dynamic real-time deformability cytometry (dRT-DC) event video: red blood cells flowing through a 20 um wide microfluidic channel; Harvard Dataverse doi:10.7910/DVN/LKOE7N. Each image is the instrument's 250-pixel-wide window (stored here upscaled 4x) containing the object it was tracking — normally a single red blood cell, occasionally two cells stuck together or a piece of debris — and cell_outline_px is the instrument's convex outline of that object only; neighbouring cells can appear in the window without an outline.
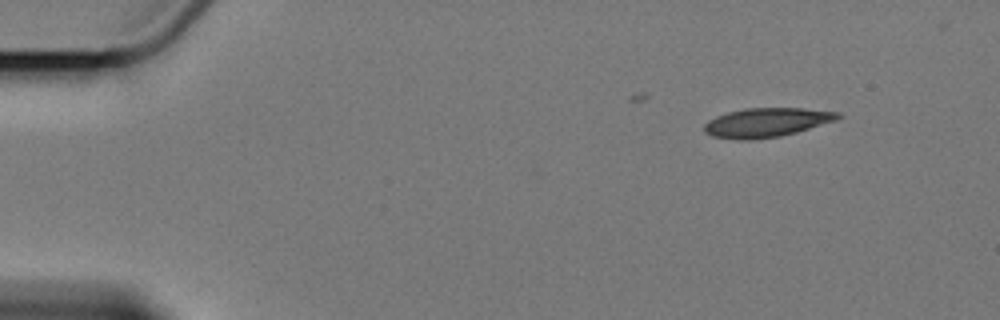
{"species": "Egyptian fruit bat (a non-hibernating species)", "species_latin": "Rousettus aegyptiacus", "temperature_condition": "cold", "stored_images_in_passage": 12, "camera_frame_rate_fps": 3000, "um_per_image_px": 0.085, "animal": {"sex": "female"}, "frame": {"image": 1, "passage_image": 2, "time_ms": 2.333, "image_size_px": [1000, 320], "cell_outline_px": [[844, 116], [836, 120], [796, 132], [780, 136], [748, 140], [740, 140], [712, 136], [704, 132], [704, 124], [708, 120], [716, 116], [728, 112], [744, 108], [804, 108], [840, 112]], "centroid_in_image_um": [65.16, 10.4], "position_along_channel_um": 19.8, "area_um2": 22.72}}
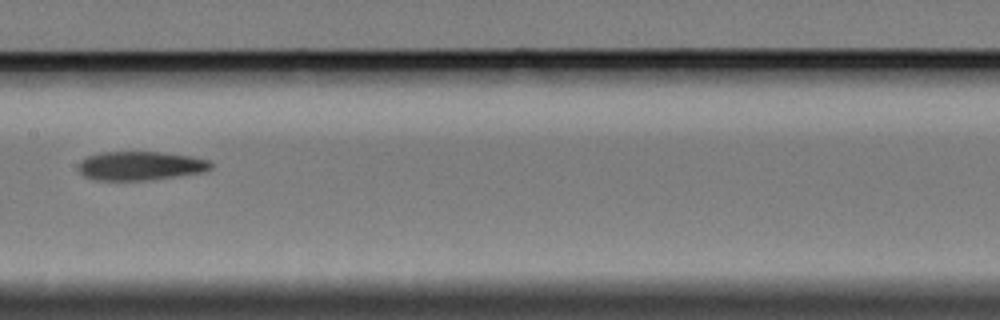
{"frame": {"image": 2, "passage_image": 8, "time_ms": 10.333, "image_size_px": [1000, 320], "cell_outline_px": [[212, 168], [204, 172], [152, 180], [92, 180], [84, 176], [76, 168], [80, 160], [88, 156], [100, 152], [160, 152], [188, 156], [208, 160], [212, 164]], "centroid_in_image_um": [11.89, 14.1], "position_along_channel_um": 195.5, "area_um2": 22.43}}
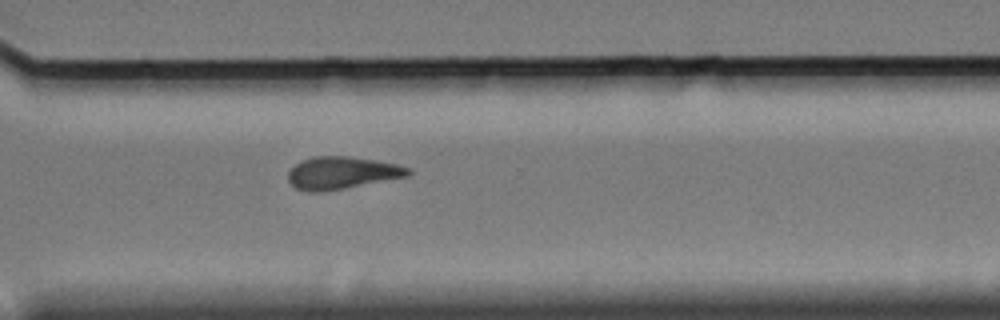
{"frame": {"image": 3, "passage_image": 12, "time_ms": 14.667, "image_size_px": [1000, 320], "cell_outline_px": [[412, 172], [408, 176], [344, 188], [320, 192], [308, 192], [296, 188], [288, 180], [288, 172], [296, 164], [304, 160], [316, 156], [348, 156], [396, 164], [408, 168]], "centroid_in_image_um": [29.04, 14.7], "position_along_channel_um": 341.6, "area_um2": 22.25}}